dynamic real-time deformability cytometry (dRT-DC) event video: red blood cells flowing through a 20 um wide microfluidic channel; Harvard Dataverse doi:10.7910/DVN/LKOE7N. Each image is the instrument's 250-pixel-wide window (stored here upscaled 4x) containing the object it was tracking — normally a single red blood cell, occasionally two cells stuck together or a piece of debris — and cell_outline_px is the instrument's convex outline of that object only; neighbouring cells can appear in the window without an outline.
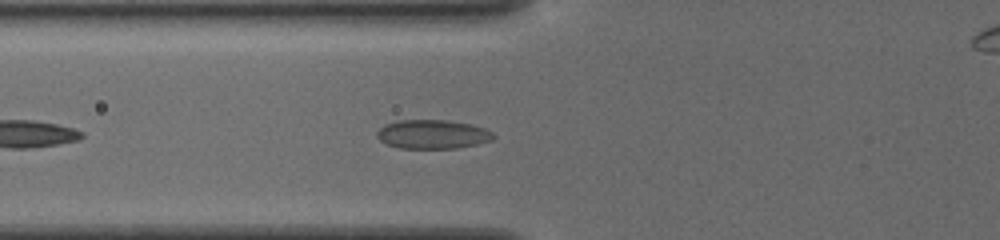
{"species": "common noctule bat (a hibernating species)", "species_latin": "Nyctalus noctula", "temperature_condition": "cold", "stored_images_in_passage": 13, "camera_frame_rate_fps": 3000, "um_per_image_px": 0.085, "animal": {"sex": "female", "body_mass_g": 19.5, "forearm_length_mm": 54.1}, "frame": {"image": 1, "passage_image": 6, "time_ms": 1.667, "image_size_px": [1000, 240], "cell_outline_px": [[496, 136], [492, 140], [476, 144], [456, 148], [400, 148], [388, 144], [380, 140], [376, 136], [376, 132], [384, 124], [400, 120], [448, 120], [468, 124], [484, 128], [492, 132]], "centroid_in_image_um": [36.75, 11.41], "position_along_channel_um": 89.0, "area_um2": 19.54}}
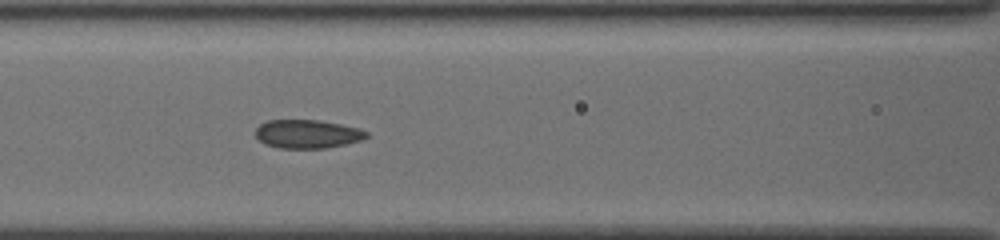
{"frame": {"image": 2, "passage_image": 10, "time_ms": 3.0, "image_size_px": [1000, 240], "cell_outline_px": [[368, 136], [360, 140], [344, 144], [324, 148], [280, 148], [264, 144], [256, 136], [256, 128], [260, 124], [268, 120], [320, 120], [360, 128], [368, 132]], "centroid_in_image_um": [26.12, 11.38], "position_along_channel_um": 140.5, "area_um2": 18.38}}